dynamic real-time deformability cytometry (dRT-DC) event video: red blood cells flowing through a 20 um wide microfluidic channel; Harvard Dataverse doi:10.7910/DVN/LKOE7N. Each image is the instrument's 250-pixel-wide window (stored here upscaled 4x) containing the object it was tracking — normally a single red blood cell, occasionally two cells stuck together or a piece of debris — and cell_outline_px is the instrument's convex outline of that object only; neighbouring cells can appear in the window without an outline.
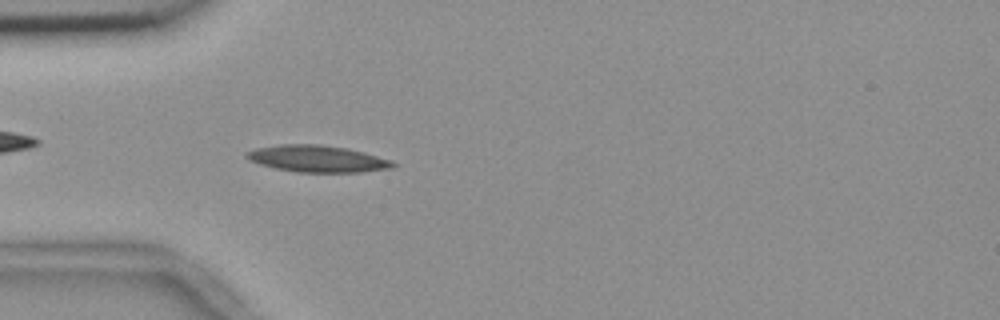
{"species": "common noctule bat (a hibernating species)", "species_latin": "Nyctalus noctula", "temperature_condition": "room temperature", "stored_images_in_passage": 54, "camera_frame_rate_fps": 3000, "um_per_image_px": 0.085, "animal": {"sex": "female", "body_mass_g": 18.4}, "frame": {"image": 1, "passage_image": 15, "time_ms": 4.667, "image_size_px": [1000, 320], "cell_outline_px": [[396, 164], [392, 168], [360, 172], [296, 172], [276, 168], [260, 164], [248, 160], [244, 156], [244, 152], [256, 148], [280, 144], [320, 144], [348, 148], [364, 152], [392, 160]], "centroid_in_image_um": [26.95, 13.48], "position_along_channel_um": 58.0, "area_um2": 22.95}}
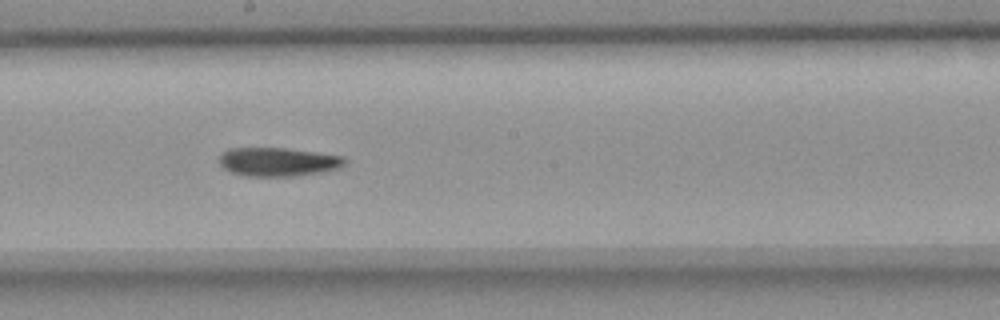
{"frame": {"image": 2, "passage_image": 29, "time_ms": 9.333, "image_size_px": [1000, 320], "cell_outline_px": [[348, 160], [340, 168], [320, 172], [292, 176], [244, 176], [232, 172], [224, 168], [216, 160], [220, 152], [228, 148], [284, 148], [344, 156]], "centroid_in_image_um": [23.58, 13.75], "position_along_channel_um": 224.6, "area_um2": 21.15}}
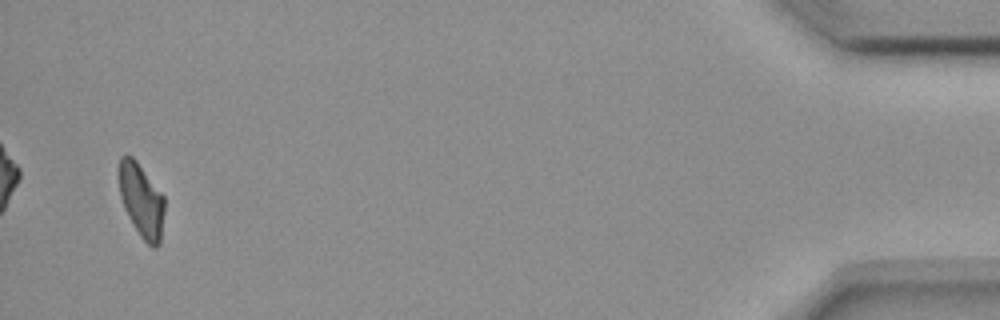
{"frame": {"image": 3, "passage_image": 52, "time_ms": 17.0, "image_size_px": [1000, 320], "cell_outline_px": [[164, 212], [160, 244], [156, 248], [152, 248], [140, 236], [128, 216], [124, 208], [120, 196], [116, 172], [116, 168], [120, 156], [132, 156], [136, 160], [164, 196]], "centroid_in_image_um": [11.98, 17.0], "position_along_channel_um": 423.2, "area_um2": 19.94}}